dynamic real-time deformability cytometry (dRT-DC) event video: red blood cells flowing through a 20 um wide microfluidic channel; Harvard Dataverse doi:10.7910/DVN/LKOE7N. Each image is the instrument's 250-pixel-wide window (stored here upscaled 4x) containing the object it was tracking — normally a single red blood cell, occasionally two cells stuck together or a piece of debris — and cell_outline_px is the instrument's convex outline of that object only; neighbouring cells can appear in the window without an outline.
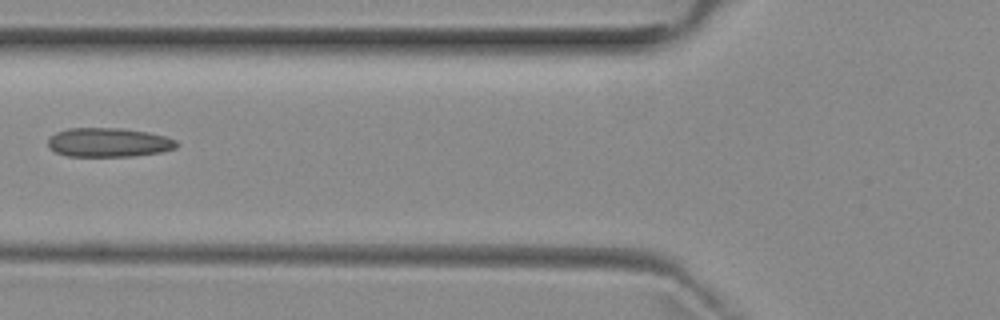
{"species": "common noctule bat (a hibernating species)", "species_latin": "Nyctalus noctula", "temperature_condition": "room temperature", "stored_images_in_passage": 4, "camera_frame_rate_fps": 3000, "um_per_image_px": 0.085, "animal": {"sex": "female", "body_mass_g": 29.2, "forearm_length_mm": 56.3}, "frame": {"image": 1, "passage_image": 3, "time_ms": 2.667, "image_size_px": [1000, 320], "cell_outline_px": [[180, 144], [176, 148], [160, 152], [132, 156], [68, 156], [56, 152], [48, 148], [48, 140], [56, 132], [68, 128], [120, 128], [148, 132], [164, 136], [176, 140]], "centroid_in_image_um": [9.24, 12.1], "position_along_channel_um": 116.6, "area_um2": 21.79}}
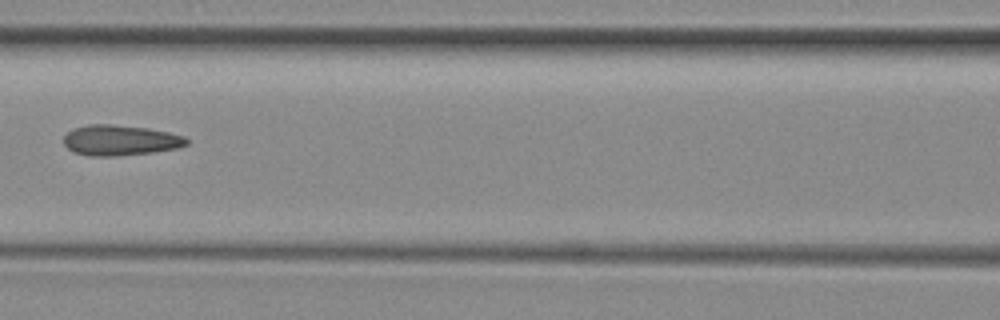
{"frame": {"image": 2, "passage_image": 4, "time_ms": 3.667, "image_size_px": [1000, 320], "cell_outline_px": [[188, 144], [176, 148], [152, 152], [120, 156], [88, 156], [76, 152], [68, 148], [64, 144], [64, 136], [68, 132], [76, 128], [88, 124], [108, 124], [148, 128], [168, 132], [184, 136], [188, 140]], "centroid_in_image_um": [10.22, 11.92], "position_along_channel_um": 156.4, "area_um2": 21.68}}